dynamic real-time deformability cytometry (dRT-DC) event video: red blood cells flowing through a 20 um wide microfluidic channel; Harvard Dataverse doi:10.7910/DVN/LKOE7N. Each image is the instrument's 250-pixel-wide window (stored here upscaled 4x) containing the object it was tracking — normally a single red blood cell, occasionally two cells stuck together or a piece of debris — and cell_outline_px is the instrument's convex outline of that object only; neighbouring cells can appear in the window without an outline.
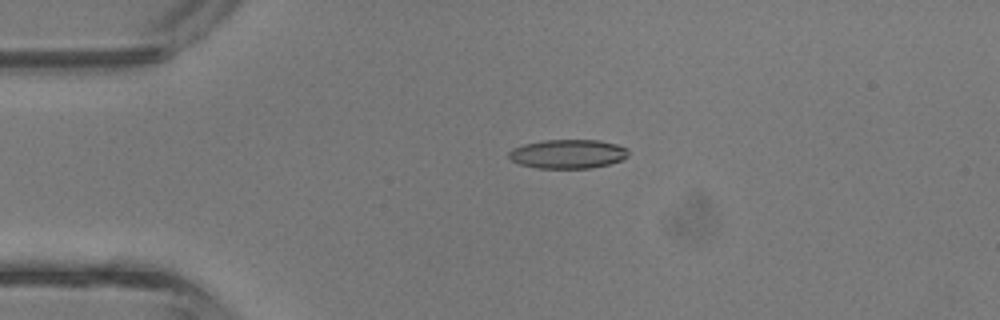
{"species": "common noctule bat (a hibernating species)", "species_latin": "Nyctalus noctula", "temperature_condition": "room temperature", "stored_images_in_passage": 2, "camera_frame_rate_fps": 3000, "um_per_image_px": 0.085, "animal": {"sex": "male", "body_mass_g": 13.3}, "frame": {"image": 1, "passage_image": 2, "time_ms": 0.333, "image_size_px": [1000, 320], "cell_outline_px": [[628, 156], [620, 160], [608, 164], [588, 168], [536, 168], [520, 164], [512, 160], [508, 156], [508, 152], [512, 148], [524, 144], [544, 140], [600, 140], [616, 144], [628, 148]], "centroid_in_image_um": [48.25, 13.08], "position_along_channel_um": 36.7, "area_um2": 20.17}}